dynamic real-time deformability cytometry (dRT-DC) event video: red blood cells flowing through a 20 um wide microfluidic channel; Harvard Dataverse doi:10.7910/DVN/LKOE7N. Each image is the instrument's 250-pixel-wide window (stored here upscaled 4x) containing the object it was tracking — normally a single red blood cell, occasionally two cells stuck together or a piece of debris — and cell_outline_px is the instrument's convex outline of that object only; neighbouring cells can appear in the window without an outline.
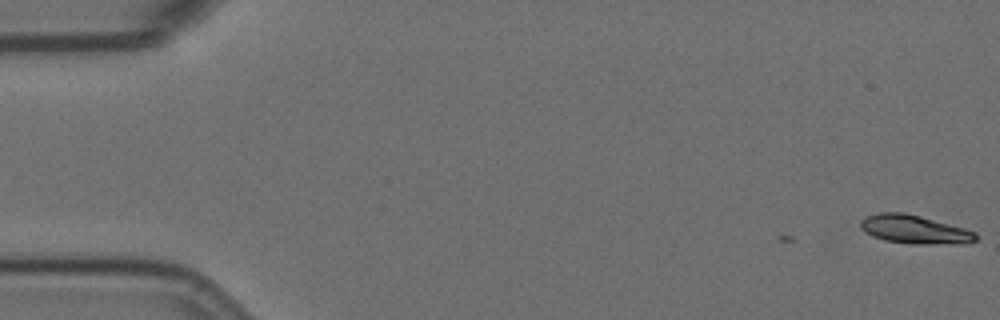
{"species": "Egyptian fruit bat (a non-hibernating species)", "species_latin": "Rousettus aegyptiacus", "temperature_condition": "room temperature", "stored_images_in_passage": 5, "camera_frame_rate_fps": 3000, "um_per_image_px": 0.085, "animal": {"sex": "female"}, "frame": {"image": 1, "passage_image": 1, "time_ms": 0.0, "image_size_px": [1000, 320], "cell_outline_px": [[976, 240], [964, 244], [912, 244], [884, 240], [872, 236], [864, 232], [860, 228], [860, 220], [868, 216], [880, 212], [904, 212], [920, 216], [964, 228], [976, 232]], "centroid_in_image_um": [77.72, 19.51], "position_along_channel_um": 7.3, "area_um2": 19.25}}